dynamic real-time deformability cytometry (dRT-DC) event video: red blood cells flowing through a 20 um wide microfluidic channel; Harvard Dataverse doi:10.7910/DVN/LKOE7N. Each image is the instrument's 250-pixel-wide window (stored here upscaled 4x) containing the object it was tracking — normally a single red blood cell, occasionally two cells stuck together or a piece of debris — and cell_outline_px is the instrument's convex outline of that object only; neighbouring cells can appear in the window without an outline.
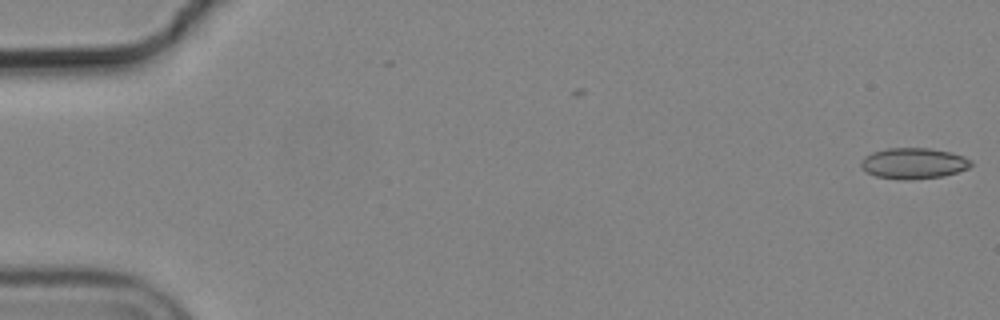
{"species": "common noctule bat (a hibernating species)", "species_latin": "Nyctalus noctula", "temperature_condition": "cold", "stored_images_in_passage": 56, "camera_frame_rate_fps": 3000, "um_per_image_px": 0.085, "animal": {"sex": "male", "body_mass_g": 19.2, "forearm_length_mm": 51.8}, "frame": {"image": 1, "passage_image": 1, "time_ms": 0.0, "image_size_px": [1000, 320], "cell_outline_px": [[972, 164], [968, 168], [944, 176], [912, 180], [900, 180], [876, 176], [868, 172], [860, 164], [860, 160], [864, 156], [872, 152], [888, 148], [928, 148], [952, 152], [964, 156], [972, 160]], "centroid_in_image_um": [77.66, 13.88], "position_along_channel_um": 7.3, "area_um2": 19.94}}
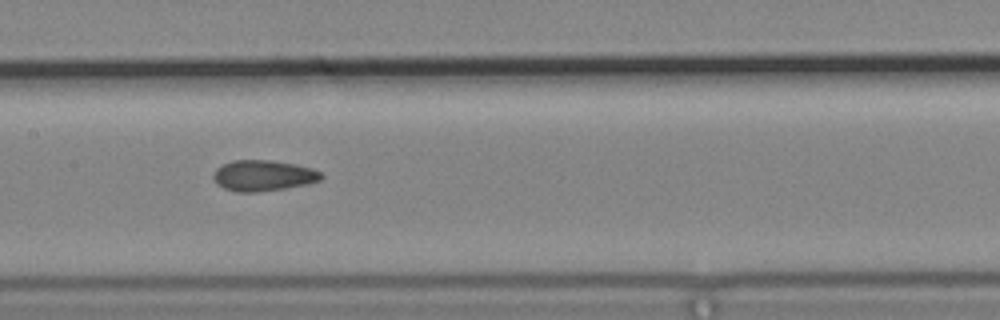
{"frame": {"image": 2, "passage_image": 28, "time_ms": 9.0, "image_size_px": [1000, 320], "cell_outline_px": [[324, 176], [320, 180], [304, 184], [284, 188], [256, 192], [236, 192], [224, 188], [216, 184], [212, 176], [212, 172], [220, 164], [232, 160], [268, 160], [292, 164], [312, 168], [320, 172]], "centroid_in_image_um": [22.29, 14.92], "position_along_channel_um": 185.1, "area_um2": 19.36}}
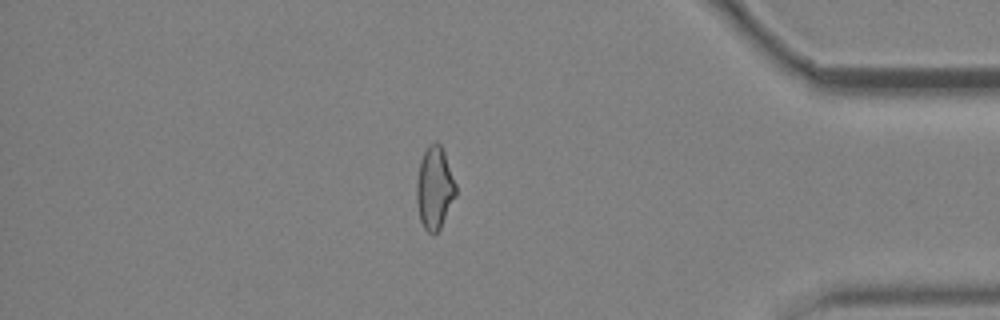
{"frame": {"image": 3, "passage_image": 48, "time_ms": 15.667, "image_size_px": [1000, 320], "cell_outline_px": [[456, 196], [440, 228], [432, 236], [424, 228], [420, 220], [416, 204], [416, 184], [420, 160], [428, 144], [436, 140], [440, 144], [444, 152], [456, 184]], "centroid_in_image_um": [36.92, 15.98], "position_along_channel_um": 398.3, "area_um2": 19.02}, "authors_computed_cell_mechanics": {"area_um2": 19.2474, "velocity_mm_per_s": 3.7028, "shape_relaxation_time_tau1_ms": null, "shape_relaxation_time_tau2_ms": 3.2458, "deformation_change_tau1": null, "deformation_change_tau2": 0.0784}}